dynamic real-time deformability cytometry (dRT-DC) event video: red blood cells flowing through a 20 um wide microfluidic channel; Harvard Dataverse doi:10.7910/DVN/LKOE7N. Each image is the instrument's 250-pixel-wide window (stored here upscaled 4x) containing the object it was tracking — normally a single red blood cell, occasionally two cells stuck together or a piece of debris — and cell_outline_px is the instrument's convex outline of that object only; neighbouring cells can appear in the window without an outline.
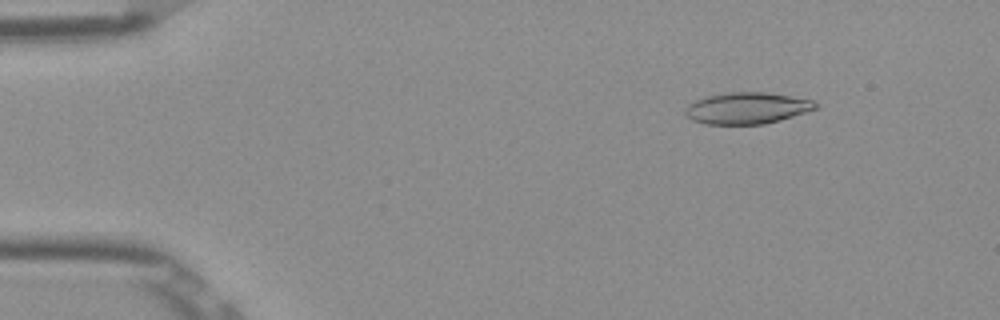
{"species": "Egyptian fruit bat (a non-hibernating species)", "species_latin": "Rousettus aegyptiacus", "temperature_condition": "room temperature", "stored_images_in_passage": 52, "camera_frame_rate_fps": 3000, "um_per_image_px": 0.085, "frame": {"image": 1, "passage_image": 7, "time_ms": 2.0, "image_size_px": [1000, 320], "cell_outline_px": [[820, 104], [816, 108], [780, 120], [764, 124], [704, 124], [692, 120], [684, 112], [684, 108], [688, 104], [704, 96], [728, 92], [764, 92], [812, 100]], "centroid_in_image_um": [63.44, 9.19], "position_along_channel_um": 21.6, "area_um2": 23.81}}
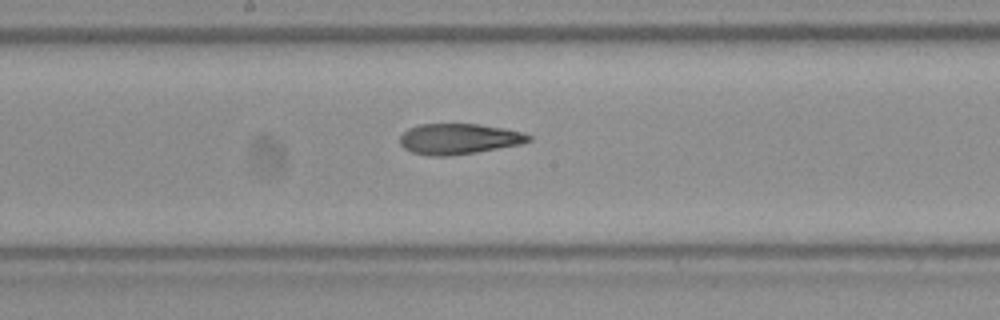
{"frame": {"image": 2, "passage_image": 28, "time_ms": 9.0, "image_size_px": [1000, 320], "cell_outline_px": [[532, 140], [520, 144], [476, 152], [448, 156], [428, 156], [412, 152], [404, 148], [400, 144], [400, 136], [408, 128], [420, 124], [480, 124], [504, 128], [524, 132], [532, 136]], "centroid_in_image_um": [39.0, 11.8], "position_along_channel_um": 209.2, "area_um2": 23.06}}
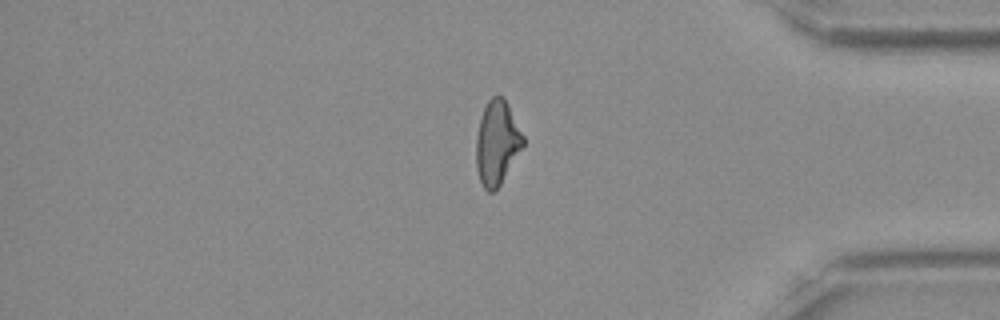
{"frame": {"image": 3, "passage_image": 44, "time_ms": 14.333, "image_size_px": [1000, 320], "cell_outline_px": [[524, 144], [500, 184], [492, 192], [488, 192], [484, 188], [480, 180], [476, 168], [476, 136], [480, 116], [488, 100], [492, 96], [504, 96], [524, 136]], "centroid_in_image_um": [42.23, 12.1], "position_along_channel_um": 393.0, "area_um2": 22.89}, "authors_computed_cell_mechanics": {"area_um2": 23.8136, "velocity_mm_per_s": 3.8994, "shape_relaxation_time_tau1_ms": null, "shape_relaxation_time_tau2_ms": 4.623, "deformation_change_tau1": null, "deformation_change_tau2": 0.1519}}